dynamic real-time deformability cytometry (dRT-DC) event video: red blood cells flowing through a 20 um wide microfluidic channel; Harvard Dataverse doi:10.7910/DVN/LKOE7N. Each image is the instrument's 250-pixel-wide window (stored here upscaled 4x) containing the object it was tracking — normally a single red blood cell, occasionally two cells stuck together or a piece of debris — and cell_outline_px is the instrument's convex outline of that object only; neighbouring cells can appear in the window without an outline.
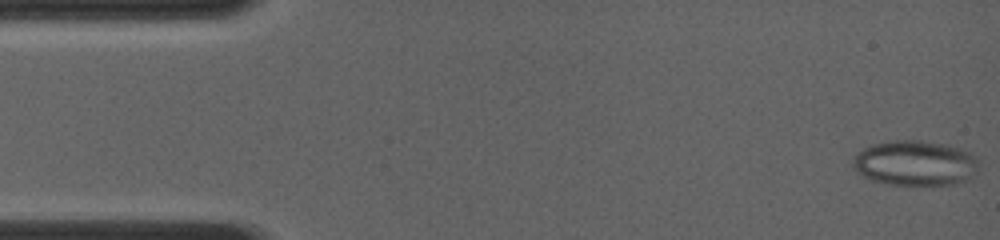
{"species": "common noctule bat (a hibernating species)", "species_latin": "Nyctalus noctula", "temperature_condition": "room temperature", "stored_images_in_passage": 13, "camera_frame_rate_fps": 4000, "um_per_image_px": 0.085, "animal": {"sex": "female", "body_mass_g": 19.0, "forearm_length_mm": 56.7}, "frame": {"image": 1, "passage_image": 1, "time_ms": 0.0, "image_size_px": [1000, 240], "cell_outline_px": [[976, 172], [968, 180], [952, 184], [888, 184], [872, 180], [856, 172], [852, 164], [852, 160], [864, 148], [876, 144], [896, 140], [920, 140], [944, 144], [960, 148], [972, 152], [976, 160]], "centroid_in_image_um": [77.79, 13.86], "position_along_channel_um": 7.2, "area_um2": 32.71}}
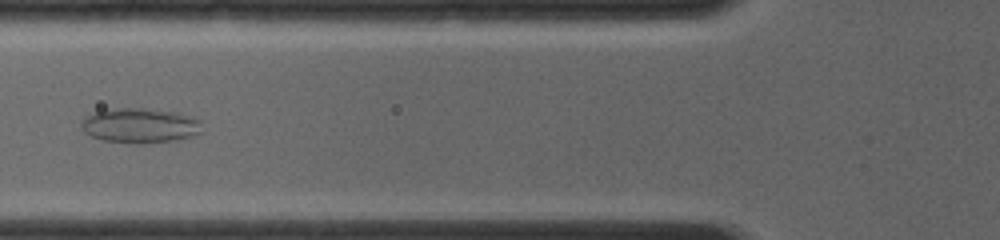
{"frame": {"image": 2, "passage_image": 10, "time_ms": 5.25, "image_size_px": [1000, 240], "cell_outline_px": [[204, 132], [196, 136], [172, 140], [140, 144], [132, 144], [104, 140], [92, 136], [84, 132], [80, 124], [88, 116], [96, 112], [116, 108], [144, 108], [172, 112], [192, 116], [200, 120]], "centroid_in_image_um": [11.96, 10.68], "position_along_channel_um": 113.8, "area_um2": 24.51}}
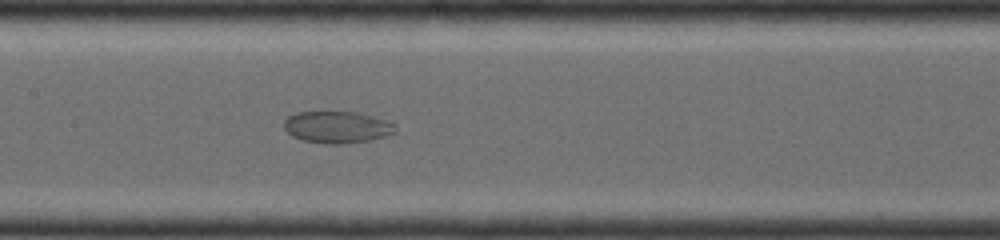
{"frame": {"image": 3, "passage_image": 13, "time_ms": 6.75, "image_size_px": [1000, 240], "cell_outline_px": [[396, 132], [384, 136], [368, 140], [344, 144], [324, 144], [300, 140], [292, 136], [284, 128], [284, 120], [288, 116], [296, 112], [356, 112], [388, 120], [396, 124]], "centroid_in_image_um": [28.64, 10.81], "position_along_channel_um": 178.8, "area_um2": 20.81}}